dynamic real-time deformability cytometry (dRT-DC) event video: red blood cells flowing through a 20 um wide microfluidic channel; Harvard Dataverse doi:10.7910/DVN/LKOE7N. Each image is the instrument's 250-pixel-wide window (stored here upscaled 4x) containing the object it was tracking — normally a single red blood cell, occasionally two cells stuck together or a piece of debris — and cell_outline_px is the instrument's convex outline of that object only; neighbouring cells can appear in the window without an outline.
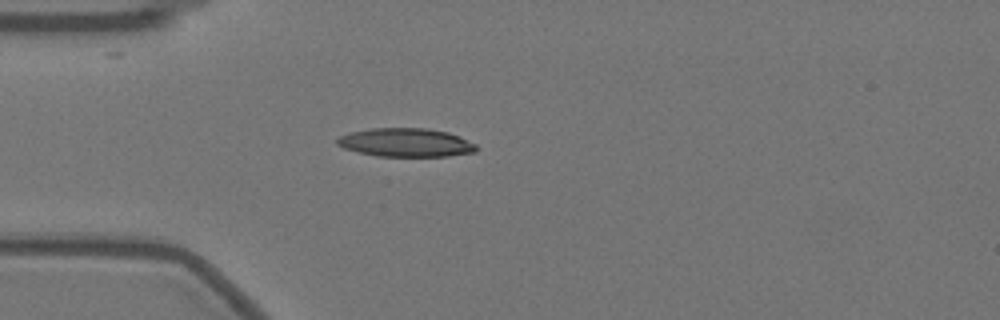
{"species": "Egyptian fruit bat (a non-hibernating species)", "species_latin": "Rousettus aegyptiacus", "temperature_condition": "warm", "stored_images_in_passage": 6, "camera_frame_rate_fps": 3000, "um_per_image_px": 0.085, "animal": {"sex": "female"}, "frame": {"image": 1, "passage_image": 1, "time_ms": 0.0, "image_size_px": [1000, 320], "cell_outline_px": [[476, 152], [448, 156], [376, 156], [344, 148], [336, 144], [336, 140], [340, 136], [352, 132], [372, 128], [428, 128], [448, 132], [460, 136], [476, 144]], "centroid_in_image_um": [34.52, 12.11], "position_along_channel_um": 50.5, "area_um2": 23.12}}